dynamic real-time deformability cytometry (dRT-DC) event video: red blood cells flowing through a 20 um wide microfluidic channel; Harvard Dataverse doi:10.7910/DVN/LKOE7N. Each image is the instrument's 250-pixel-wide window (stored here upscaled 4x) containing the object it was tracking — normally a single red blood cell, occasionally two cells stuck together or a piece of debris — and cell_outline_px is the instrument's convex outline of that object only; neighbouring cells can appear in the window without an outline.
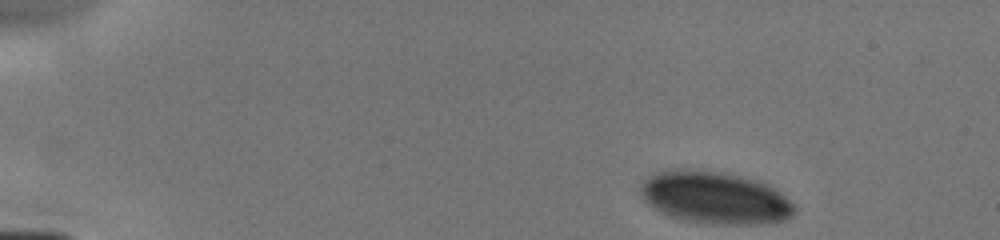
{"species": "human", "species_latin": "Homo sapiens", "temperature_condition": "cold", "stored_images_in_passage": 12, "camera_frame_rate_fps": 3000, "um_per_image_px": 0.085, "donor": {"sex": "male"}, "frame": {"image": 1, "passage_image": 1, "time_ms": 0.0, "image_size_px": [1000, 240], "cell_outline_px": [[796, 212], [792, 216], [784, 220], [760, 224], [712, 224], [688, 220], [672, 216], [660, 212], [652, 208], [644, 200], [636, 188], [648, 176], [660, 172], [676, 168], [684, 168], [716, 172], [740, 176], [760, 180], [776, 188], [796, 208]], "centroid_in_image_um": [60.75, 16.8], "position_along_channel_um": 24.3, "area_um2": 47.05}}
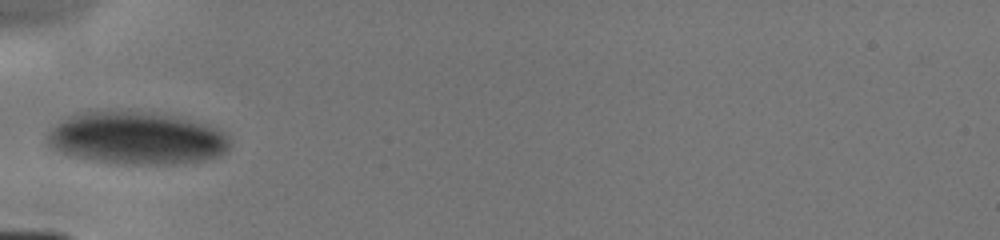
{"frame": {"image": 2, "passage_image": 10, "time_ms": 3.667, "image_size_px": [1000, 240], "cell_outline_px": [[232, 144], [224, 152], [216, 156], [200, 160], [176, 164], [140, 164], [96, 160], [76, 156], [60, 152], [44, 136], [64, 116], [80, 112], [152, 112], [208, 124], [224, 132], [228, 136]], "centroid_in_image_um": [11.63, 11.73], "position_along_channel_um": 73.4, "area_um2": 55.14}}
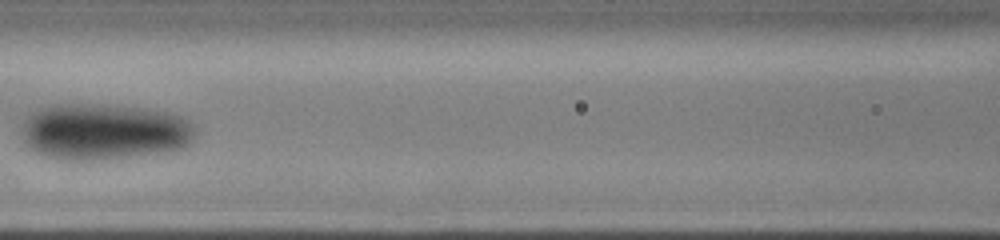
{"frame": {"image": 3, "passage_image": 12, "time_ms": 5.667, "image_size_px": [1000, 240], "cell_outline_px": [[196, 132], [192, 140], [184, 148], [164, 152], [104, 160], [60, 160], [40, 156], [28, 148], [24, 144], [20, 132], [20, 124], [24, 116], [36, 108], [52, 104], [112, 104], [144, 108], [168, 112], [180, 116], [188, 120], [196, 128]], "centroid_in_image_um": [8.74, 11.19], "position_along_channel_um": 157.9, "area_um2": 58.67}}